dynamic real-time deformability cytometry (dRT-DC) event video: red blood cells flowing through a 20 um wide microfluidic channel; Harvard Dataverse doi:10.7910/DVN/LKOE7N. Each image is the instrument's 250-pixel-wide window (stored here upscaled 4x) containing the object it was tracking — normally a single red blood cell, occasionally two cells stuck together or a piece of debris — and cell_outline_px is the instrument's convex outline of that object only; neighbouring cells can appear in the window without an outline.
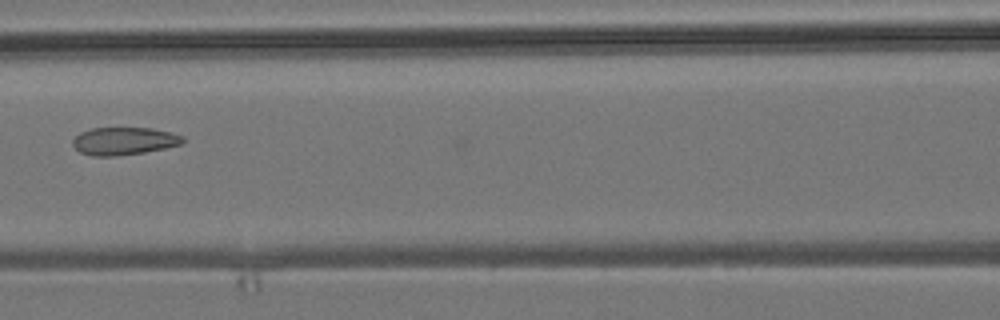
{"species": "common noctule bat (a hibernating species)", "species_latin": "Nyctalus noctula", "temperature_condition": "room temperature", "stored_images_in_passage": 7, "camera_frame_rate_fps": 3000, "um_per_image_px": 0.085, "animal": {"sex": "male", "body_mass_g": 19.2, "forearm_length_mm": 51.8}, "frame": {"image": 1, "passage_image": 6, "time_ms": 6.0, "image_size_px": [1000, 320], "cell_outline_px": [[184, 140], [180, 144], [164, 148], [144, 152], [116, 156], [92, 156], [80, 152], [72, 144], [72, 140], [80, 132], [92, 128], [152, 128], [172, 132], [184, 136]], "centroid_in_image_um": [10.53, 11.98], "position_along_channel_um": 156.1, "area_um2": 17.74}}
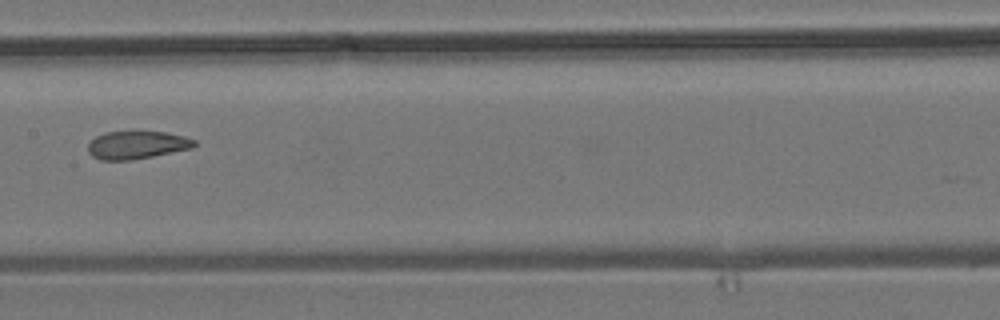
{"frame": {"image": 2, "passage_image": 7, "time_ms": 7.0, "image_size_px": [1000, 320], "cell_outline_px": [[196, 144], [192, 148], [132, 160], [100, 160], [92, 156], [88, 152], [88, 144], [96, 136], [104, 132], [164, 132], [184, 136], [196, 140]], "centroid_in_image_um": [11.62, 12.33], "position_along_channel_um": 195.8, "area_um2": 17.17}}